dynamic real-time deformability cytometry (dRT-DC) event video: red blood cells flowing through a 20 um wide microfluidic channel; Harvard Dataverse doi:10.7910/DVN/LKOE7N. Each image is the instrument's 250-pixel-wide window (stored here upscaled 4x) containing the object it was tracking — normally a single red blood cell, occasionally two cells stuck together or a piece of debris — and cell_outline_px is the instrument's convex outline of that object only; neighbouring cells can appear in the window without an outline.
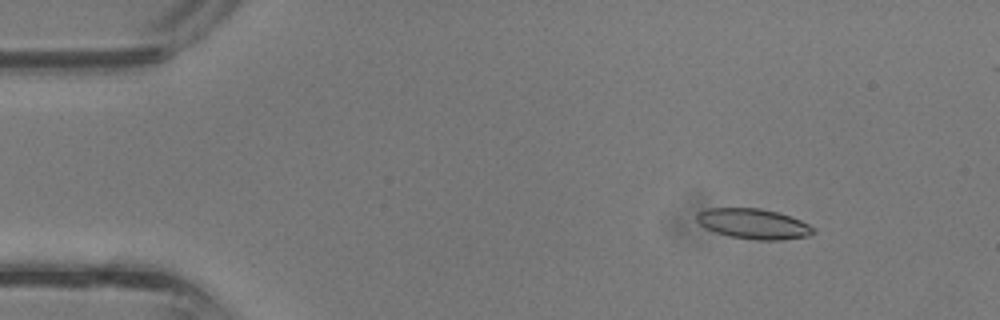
{"species": "common noctule bat (a hibernating species)", "species_latin": "Nyctalus noctula", "temperature_condition": "room temperature", "stored_images_in_passage": 38, "camera_frame_rate_fps": 3000, "um_per_image_px": 0.085, "animal": {"sex": "male", "body_mass_g": 13.3}, "frame": {"image": 1, "passage_image": 5, "time_ms": 1.333, "image_size_px": [1000, 320], "cell_outline_px": [[816, 232], [808, 236], [780, 240], [752, 240], [728, 236], [704, 228], [696, 220], [696, 212], [708, 208], [760, 208], [776, 212], [800, 220], [816, 228]], "centroid_in_image_um": [64.02, 19.03], "position_along_channel_um": 21.0, "area_um2": 20.69}}
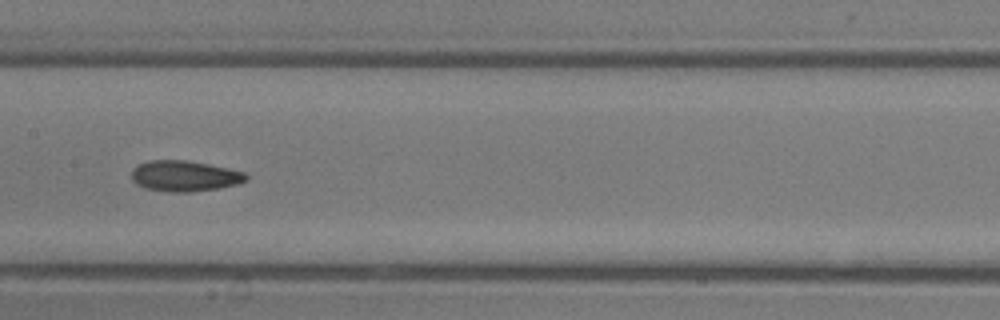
{"frame": {"image": 2, "passage_image": 19, "time_ms": 6.0, "image_size_px": [1000, 320], "cell_outline_px": [[248, 180], [236, 184], [220, 188], [192, 192], [168, 192], [144, 188], [136, 184], [132, 180], [132, 168], [148, 160], [188, 160], [228, 168], [244, 172], [248, 176]], "centroid_in_image_um": [15.68, 14.96], "position_along_channel_um": 191.7, "area_um2": 20.69}}
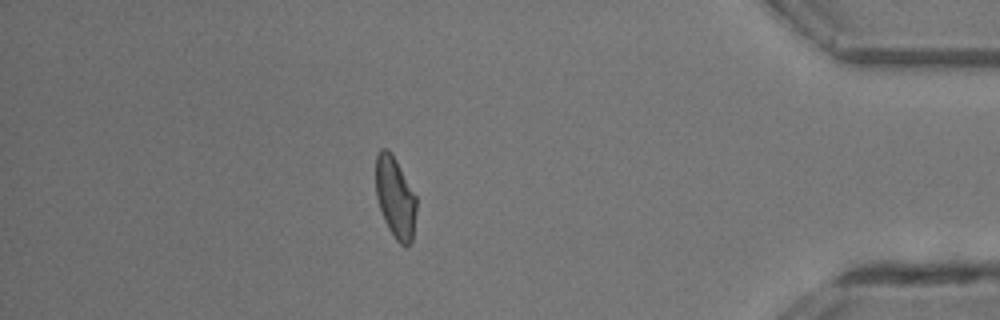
{"frame": {"image": 3, "passage_image": 33, "time_ms": 10.667, "image_size_px": [1000, 320], "cell_outline_px": [[416, 212], [412, 240], [404, 248], [396, 240], [388, 228], [384, 220], [376, 196], [376, 152], [380, 148], [388, 148], [396, 160], [416, 196]], "centroid_in_image_um": [33.59, 16.78], "position_along_channel_um": 401.6, "area_um2": 19.25}}